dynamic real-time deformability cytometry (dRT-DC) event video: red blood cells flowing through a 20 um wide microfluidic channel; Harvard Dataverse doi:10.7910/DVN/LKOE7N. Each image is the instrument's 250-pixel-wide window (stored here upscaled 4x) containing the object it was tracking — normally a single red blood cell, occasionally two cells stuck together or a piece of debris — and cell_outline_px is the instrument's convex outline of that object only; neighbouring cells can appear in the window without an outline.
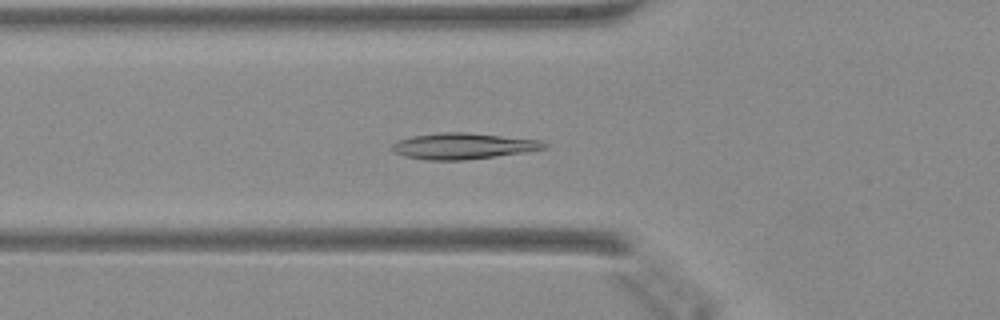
{"species": "Egyptian fruit bat (a non-hibernating species)", "species_latin": "Rousettus aegyptiacus", "temperature_condition": "warm", "stored_images_in_passage": 48, "camera_frame_rate_fps": 3000, "um_per_image_px": 0.085, "animal": {"sex": "female"}, "frame": {"image": 1, "passage_image": 17, "time_ms": 5.333, "image_size_px": [1000, 320], "cell_outline_px": [[548, 148], [524, 152], [496, 156], [464, 160], [424, 160], [404, 156], [396, 152], [392, 148], [392, 144], [396, 140], [412, 136], [440, 132], [468, 132], [540, 140], [548, 144]], "centroid_in_image_um": [39.36, 12.41], "position_along_channel_um": 86.4, "area_um2": 23.18}}
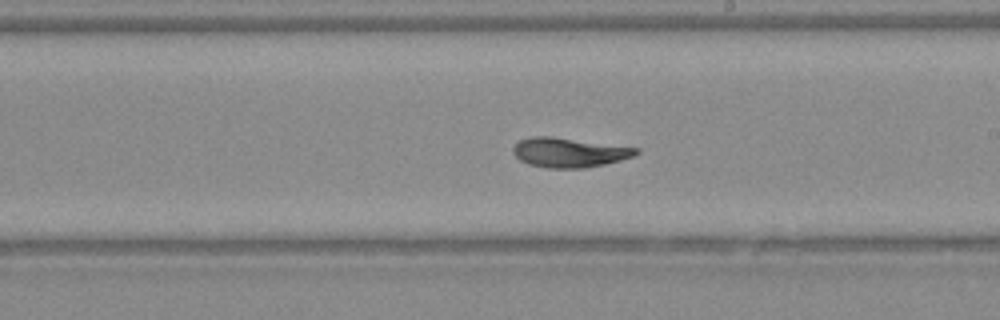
{"frame": {"image": 2, "passage_image": 28, "time_ms": 9.0, "image_size_px": [1000, 320], "cell_outline_px": [[640, 152], [632, 156], [620, 160], [604, 164], [584, 168], [548, 168], [528, 164], [520, 160], [512, 152], [512, 148], [520, 140], [532, 136], [552, 136], [640, 148]], "centroid_in_image_um": [48.37, 12.95], "position_along_channel_um": 240.6, "area_um2": 21.15}}
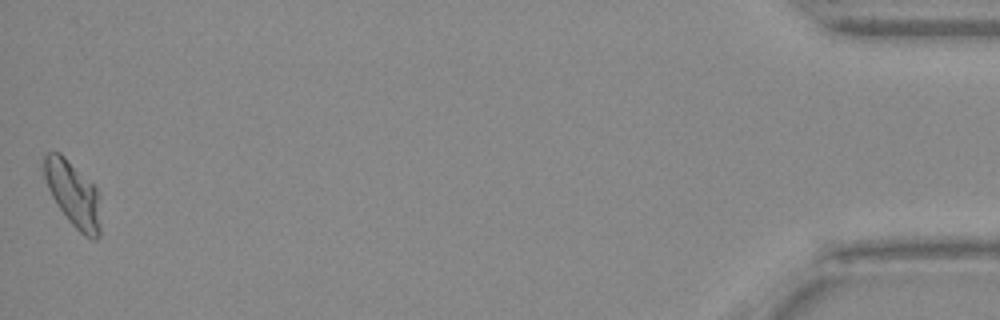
{"frame": {"image": 3, "passage_image": 48, "time_ms": 15.667, "image_size_px": [1000, 320], "cell_outline_px": [[100, 236], [96, 240], [92, 240], [84, 236], [68, 220], [52, 196], [48, 188], [44, 176], [44, 156], [48, 152], [60, 152], [96, 188], [100, 196]], "centroid_in_image_um": [6.24, 16.53], "position_along_channel_um": 429.0, "area_um2": 21.39}}